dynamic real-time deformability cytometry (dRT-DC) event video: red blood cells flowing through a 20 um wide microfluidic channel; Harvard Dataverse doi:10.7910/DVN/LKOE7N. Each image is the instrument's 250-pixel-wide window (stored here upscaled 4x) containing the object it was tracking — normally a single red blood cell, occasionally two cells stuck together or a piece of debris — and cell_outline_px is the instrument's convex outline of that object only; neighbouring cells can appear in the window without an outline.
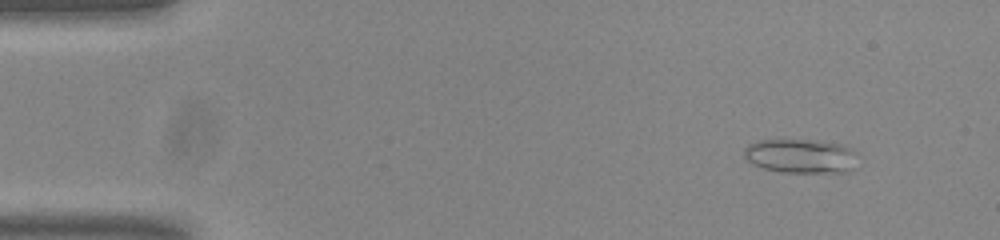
{"species": "common noctule bat (a hibernating species)", "species_latin": "Nyctalus noctula", "temperature_condition": "room temperature", "stored_images_in_passage": 53, "camera_frame_rate_fps": 3000, "um_per_image_px": 0.085, "animal": {"sex": "male", "body_mass_g": 20.0, "forearm_length_mm": 53.3}, "frame": {"image": 1, "passage_image": 4, "time_ms": 1.0, "image_size_px": [1000, 240], "cell_outline_px": [[856, 168], [852, 172], [780, 172], [764, 168], [752, 164], [744, 156], [744, 148], [748, 144], [760, 140], [804, 140], [840, 144], [852, 148], [856, 152]], "centroid_in_image_um": [68.1, 13.28], "position_along_channel_um": 16.9, "area_um2": 22.72}}
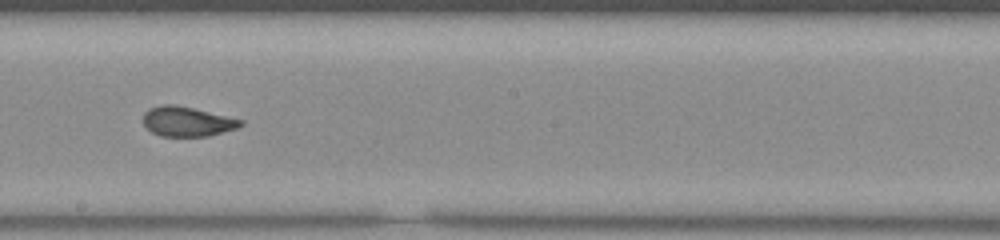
{"frame": {"image": 2, "passage_image": 29, "time_ms": 9.333, "image_size_px": [1000, 240], "cell_outline_px": [[244, 124], [236, 128], [208, 136], [160, 136], [152, 132], [144, 124], [144, 112], [148, 108], [160, 104], [172, 104], [192, 108], [244, 120]], "centroid_in_image_um": [15.89, 10.32], "position_along_channel_um": 232.3, "area_um2": 16.76}}
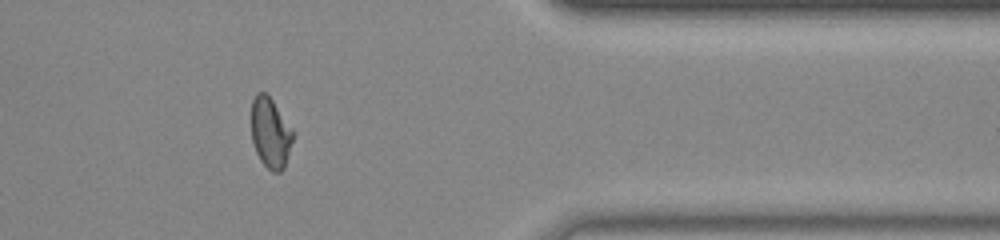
{"frame": {"image": 3, "passage_image": 43, "time_ms": 14.0, "image_size_px": [1000, 240], "cell_outline_px": [[292, 140], [284, 168], [280, 172], [272, 172], [260, 160], [256, 152], [252, 140], [252, 100], [256, 92], [264, 92], [272, 100], [292, 128]], "centroid_in_image_um": [22.97, 11.29], "position_along_channel_um": 388.4, "area_um2": 16.76}, "authors_computed_cell_mechanics": {"area_um2": 17.4556, "velocity_mm_per_s": 3.7673, "shape_relaxation_time_tau1_ms": 7.399, "shape_relaxation_time_tau2_ms": 1.2537, "deformation_change_tau1": 0.2047, "deformation_change_tau2": 0.0713}}